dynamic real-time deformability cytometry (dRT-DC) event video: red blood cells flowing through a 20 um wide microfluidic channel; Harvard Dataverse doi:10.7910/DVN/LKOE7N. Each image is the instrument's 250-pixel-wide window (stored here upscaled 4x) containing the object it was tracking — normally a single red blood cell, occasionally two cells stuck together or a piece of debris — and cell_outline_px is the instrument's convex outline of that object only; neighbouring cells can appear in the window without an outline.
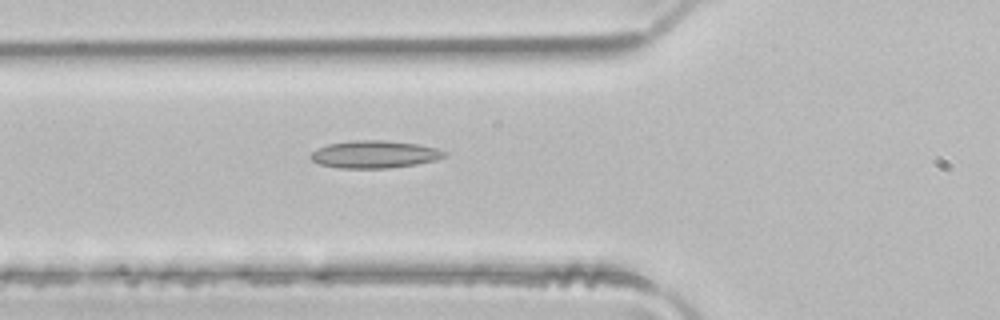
{"species": "common noctule bat (a hibernating species)", "species_latin": "Nyctalus noctula", "temperature_condition": "room temperature", "stored_images_in_passage": 48, "camera_frame_rate_fps": 3000, "um_per_image_px": 0.085, "animal": {"sex": "male", "body_mass_g": 21.5, "forearm_length_mm": 52.0}, "frame": {"image": 1, "passage_image": 17, "time_ms": 5.333, "image_size_px": [1000, 320], "cell_outline_px": [[448, 156], [436, 160], [416, 164], [388, 168], [340, 168], [320, 164], [312, 160], [308, 156], [316, 148], [328, 144], [352, 140], [384, 140], [420, 144], [436, 148], [448, 152]], "centroid_in_image_um": [31.85, 13.11], "position_along_channel_um": 93.9, "area_um2": 21.62}}
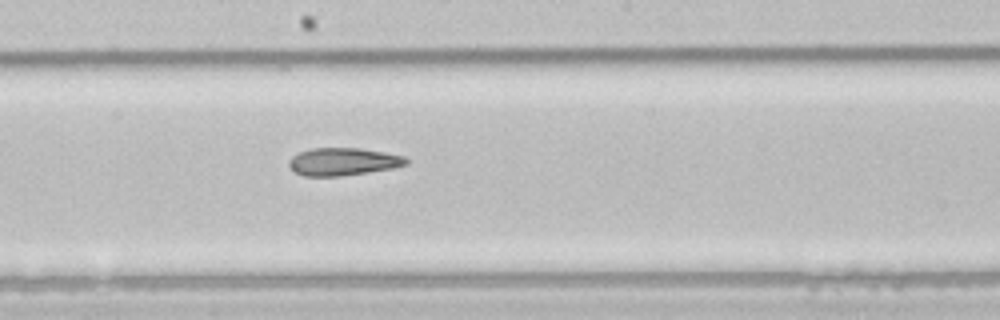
{"frame": {"image": 2, "passage_image": 26, "time_ms": 8.333, "image_size_px": [1000, 320], "cell_outline_px": [[408, 164], [392, 168], [368, 172], [340, 176], [304, 176], [296, 172], [288, 164], [288, 160], [292, 156], [300, 152], [312, 148], [360, 148], [384, 152], [404, 156], [408, 160]], "centroid_in_image_um": [29.16, 13.73], "position_along_channel_um": 219.0, "area_um2": 18.79}}
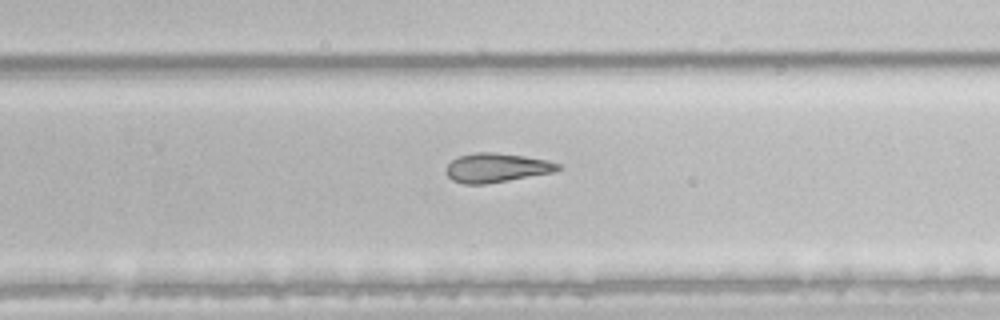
{"frame": {"image": 3, "passage_image": 31, "time_ms": 10.0, "image_size_px": [1000, 320], "cell_outline_px": [[560, 168], [552, 172], [508, 180], [484, 184], [464, 184], [452, 180], [448, 176], [448, 164], [452, 160], [460, 156], [480, 152], [496, 152], [524, 156], [548, 160], [560, 164]], "centroid_in_image_um": [42.21, 14.25], "position_along_channel_um": 287.6, "area_um2": 18.61}, "authors_computed_cell_mechanics": {"area_um2": 21.7039, "velocity_mm_per_s": 4.146, "shape_relaxation_time_tau1_ms": null, "shape_relaxation_time_tau2_ms": 5.3302, "deformation_change_tau1": null, "deformation_change_tau2": 0.1613}}